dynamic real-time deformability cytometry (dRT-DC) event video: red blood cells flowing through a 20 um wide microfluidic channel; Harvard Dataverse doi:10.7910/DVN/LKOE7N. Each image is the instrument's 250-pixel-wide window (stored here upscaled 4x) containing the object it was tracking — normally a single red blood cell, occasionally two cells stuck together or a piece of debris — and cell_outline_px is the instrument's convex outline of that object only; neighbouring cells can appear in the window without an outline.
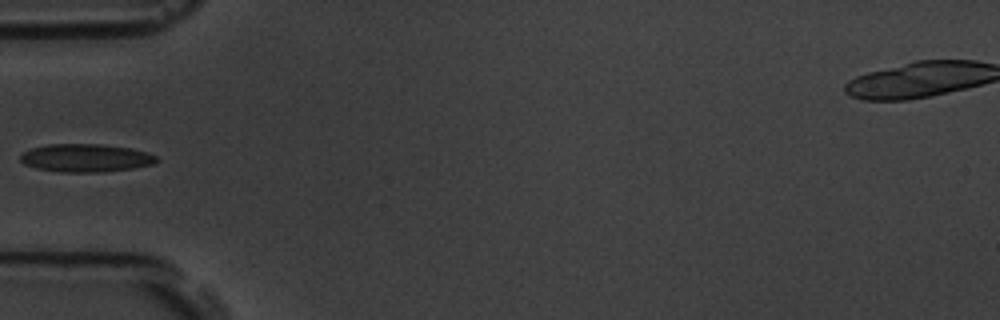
{"species": "common noctule bat (a hibernating species)", "species_latin": "Nyctalus noctula", "temperature_condition": "room temperature", "stored_images_in_passage": 4, "camera_frame_rate_fps": 3000, "um_per_image_px": 0.085, "animal": {"sex": "male", "body_mass_g": 19.5, "forearm_length_mm": 54.6}, "frame": {"image": 1, "passage_image": 4, "time_ms": 3.333, "image_size_px": [1000, 320], "cell_outline_px": [[160, 160], [152, 164], [132, 168], [104, 172], [60, 172], [36, 168], [24, 164], [20, 160], [20, 156], [24, 152], [32, 148], [48, 144], [100, 144], [128, 148], [144, 152], [156, 156]], "centroid_in_image_um": [7.26, 13.43], "position_along_channel_um": 77.7, "area_um2": 22.08}}